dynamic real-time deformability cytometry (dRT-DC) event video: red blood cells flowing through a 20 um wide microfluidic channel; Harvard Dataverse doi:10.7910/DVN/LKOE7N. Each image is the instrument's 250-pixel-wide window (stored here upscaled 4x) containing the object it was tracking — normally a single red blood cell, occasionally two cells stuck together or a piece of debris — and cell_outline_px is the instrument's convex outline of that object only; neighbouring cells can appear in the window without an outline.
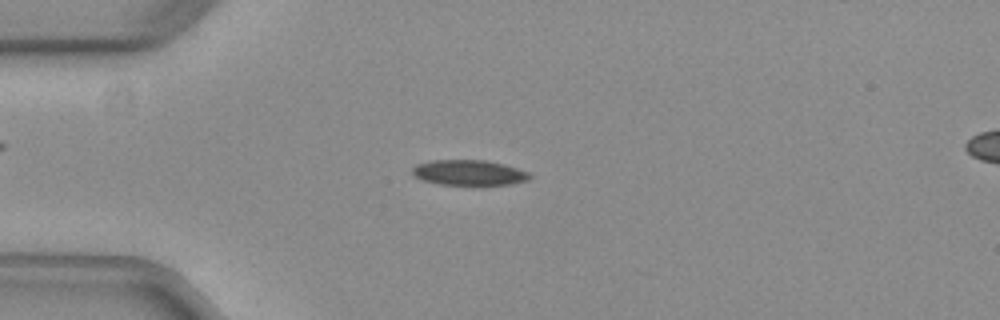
{"species": "common noctule bat (a hibernating species)", "species_latin": "Nyctalus noctula", "temperature_condition": "warm", "stored_images_in_passage": 24, "camera_frame_rate_fps": 3000, "um_per_image_px": 0.085, "animal": {"sex": "female", "body_mass_g": 29.2, "forearm_length_mm": 56.3}, "frame": {"image": 1, "passage_image": 14, "time_ms": 4.333, "image_size_px": [1000, 320], "cell_outline_px": [[532, 176], [528, 180], [512, 184], [440, 184], [424, 180], [416, 176], [412, 172], [412, 168], [416, 164], [432, 160], [484, 160], [504, 164], [528, 172]], "centroid_in_image_um": [39.87, 14.66], "position_along_channel_um": 45.1, "area_um2": 17.05}}